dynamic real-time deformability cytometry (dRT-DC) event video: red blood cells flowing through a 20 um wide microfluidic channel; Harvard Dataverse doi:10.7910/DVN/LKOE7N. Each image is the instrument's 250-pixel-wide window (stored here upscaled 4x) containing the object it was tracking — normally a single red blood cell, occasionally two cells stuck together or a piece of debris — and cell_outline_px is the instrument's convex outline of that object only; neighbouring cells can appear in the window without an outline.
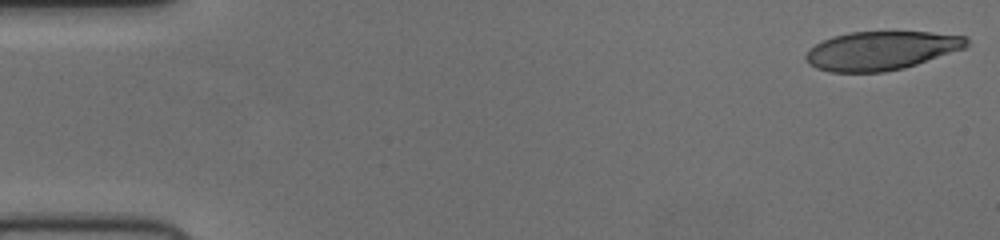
{"species": "human", "species_latin": "Homo sapiens", "temperature_condition": "cold", "stored_images_in_passage": 52, "camera_frame_rate_fps": 3000, "um_per_image_px": 0.085, "donor": {"sex": "female"}, "frame": {"image": 1, "passage_image": 1, "time_ms": 0.0, "image_size_px": [1000, 240], "cell_outline_px": [[968, 44], [964, 48], [904, 68], [884, 72], [828, 72], [816, 68], [808, 64], [804, 56], [816, 44], [832, 36], [848, 32], [932, 32], [968, 36]], "centroid_in_image_um": [74.89, 4.3], "position_along_channel_um": 10.1, "area_um2": 36.18}}
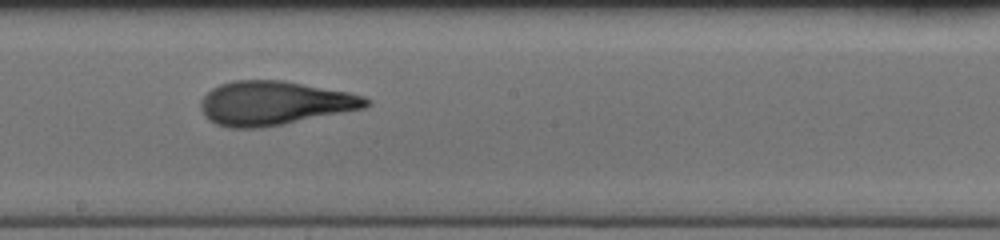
{"frame": {"image": 2, "passage_image": 29, "time_ms": 9.333, "image_size_px": [1000, 240], "cell_outline_px": [[372, 104], [364, 108], [284, 124], [260, 128], [228, 128], [216, 124], [208, 120], [204, 116], [200, 108], [200, 100], [212, 88], [220, 84], [232, 80], [284, 80], [348, 92], [364, 96], [372, 100]], "centroid_in_image_um": [23.3, 8.77], "position_along_channel_um": 224.9, "area_um2": 42.66}}
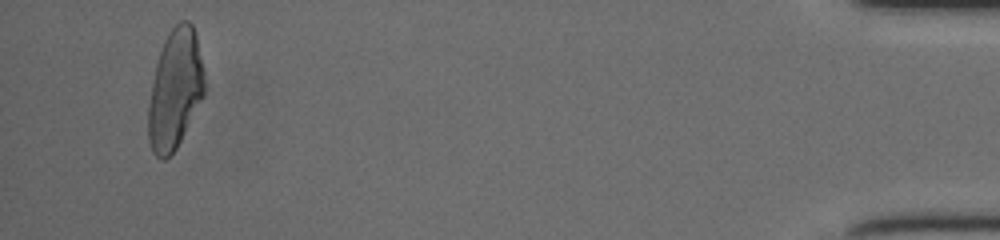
{"frame": {"image": 3, "passage_image": 50, "time_ms": 16.333, "image_size_px": [1000, 240], "cell_outline_px": [[204, 96], [176, 148], [164, 160], [160, 160], [152, 152], [148, 136], [148, 104], [156, 64], [164, 40], [168, 32], [180, 20], [188, 20], [192, 24], [196, 36], [204, 72]], "centroid_in_image_um": [14.87, 7.59], "position_along_channel_um": 420.3, "area_um2": 38.9}}